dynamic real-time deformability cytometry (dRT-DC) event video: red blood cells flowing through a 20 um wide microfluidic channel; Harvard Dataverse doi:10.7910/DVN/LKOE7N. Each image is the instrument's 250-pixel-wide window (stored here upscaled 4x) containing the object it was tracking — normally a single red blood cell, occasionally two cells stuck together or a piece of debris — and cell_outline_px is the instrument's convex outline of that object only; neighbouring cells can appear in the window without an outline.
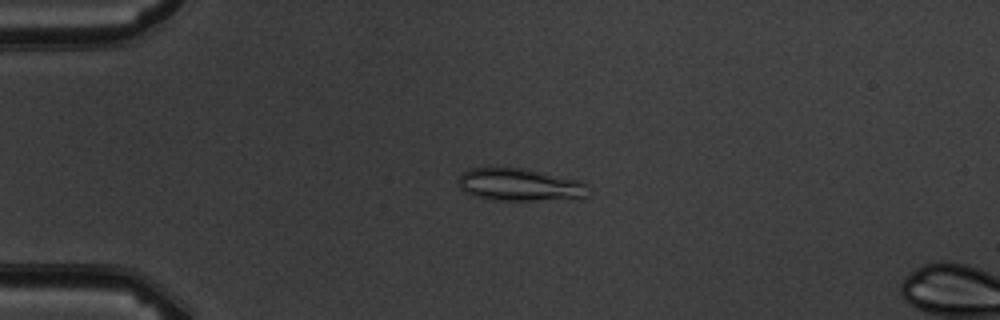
{"species": "common noctule bat (a hibernating species)", "species_latin": "Nyctalus noctula", "temperature_condition": "warm", "stored_images_in_passage": 5, "camera_frame_rate_fps": 3000, "um_per_image_px": 0.085, "animal": {"sex": "male", "body_mass_g": 19.5, "forearm_length_mm": 54.6}, "frame": {"image": 1, "passage_image": 3, "time_ms": 2.333, "image_size_px": [1000, 320], "cell_outline_px": [[592, 192], [588, 196], [536, 200], [492, 200], [472, 196], [464, 192], [460, 188], [456, 180], [468, 168], [520, 168], [580, 180]], "centroid_in_image_um": [44.11, 15.71], "position_along_channel_um": 40.9, "area_um2": 24.45}}